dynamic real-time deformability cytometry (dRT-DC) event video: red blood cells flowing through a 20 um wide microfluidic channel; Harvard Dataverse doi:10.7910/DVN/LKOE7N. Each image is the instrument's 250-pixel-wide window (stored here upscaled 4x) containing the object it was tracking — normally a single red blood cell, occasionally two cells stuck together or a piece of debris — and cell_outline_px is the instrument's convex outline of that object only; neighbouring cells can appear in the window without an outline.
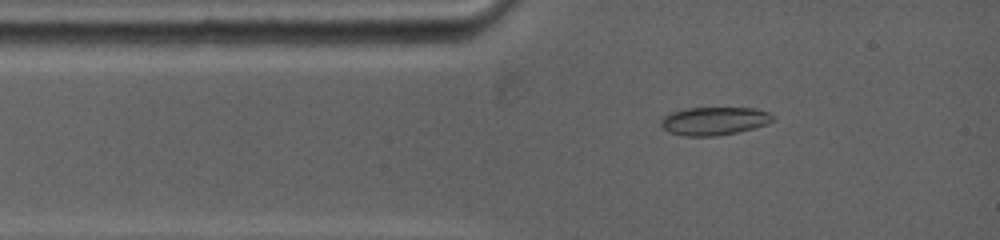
{"species": "common noctule bat (a hibernating species)", "species_latin": "Nyctalus noctula", "temperature_condition": "warm", "stored_images_in_passage": 105, "camera_frame_rate_fps": 5000, "um_per_image_px": 0.085, "animal": {"sex": "female", "body_mass_g": 19.0, "forearm_length_mm": 53.3}, "frame": {"image": 1, "passage_image": 10, "time_ms": 1.2, "image_size_px": [1000, 240], "cell_outline_px": [[772, 120], [768, 124], [736, 132], [716, 136], [684, 136], [668, 132], [660, 124], [660, 120], [664, 116], [672, 112], [688, 108], [756, 108], [768, 112], [772, 116]], "centroid_in_image_um": [60.68, 10.28], "position_along_channel_um": 24.3, "area_um2": 18.21}}
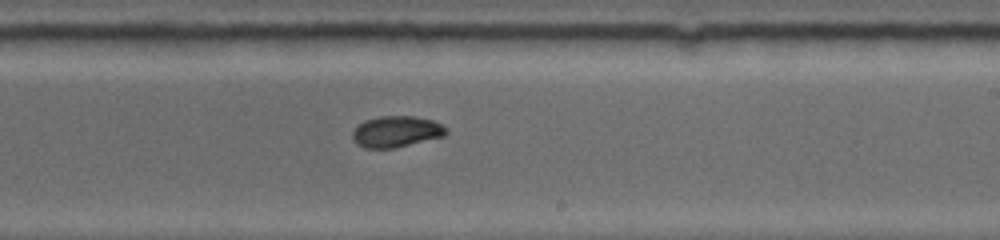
{"frame": {"image": 2, "passage_image": 53, "time_ms": 7.4, "image_size_px": [1000, 240], "cell_outline_px": [[448, 132], [444, 136], [396, 148], [364, 148], [356, 144], [352, 140], [352, 132], [364, 120], [380, 116], [416, 116], [432, 120], [448, 128]], "centroid_in_image_um": [33.68, 11.19], "position_along_channel_um": 255.3, "area_um2": 17.17}}
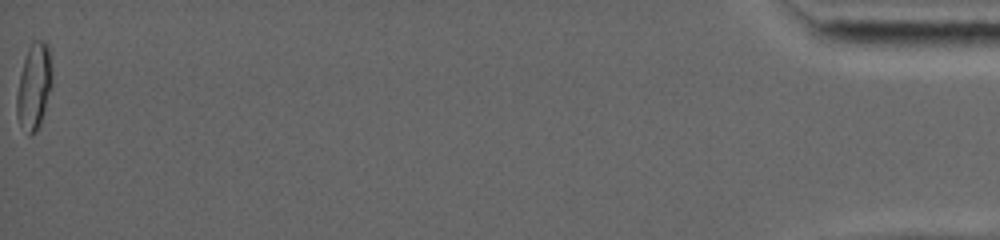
{"frame": {"image": 3, "passage_image": 105, "time_ms": 16.2, "image_size_px": [1000, 240], "cell_outline_px": [[52, 88], [40, 124], [36, 132], [32, 136], [28, 136], [20, 124], [16, 112], [16, 96], [20, 72], [28, 48], [36, 40], [44, 40], [48, 44], [52, 72]], "centroid_in_image_um": [2.9, 7.38], "position_along_channel_um": 432.3, "area_um2": 17.98}, "authors_computed_cell_mechanics": {"area_um2": 16.9354, "velocity_mm_per_s": 3.9201, "shape_relaxation_time_tau1_ms": 7.0549, "shape_relaxation_time_tau2_ms": 1.381, "deformation_change_tau1": 0.1983, "deformation_change_tau2": 0.0281}}